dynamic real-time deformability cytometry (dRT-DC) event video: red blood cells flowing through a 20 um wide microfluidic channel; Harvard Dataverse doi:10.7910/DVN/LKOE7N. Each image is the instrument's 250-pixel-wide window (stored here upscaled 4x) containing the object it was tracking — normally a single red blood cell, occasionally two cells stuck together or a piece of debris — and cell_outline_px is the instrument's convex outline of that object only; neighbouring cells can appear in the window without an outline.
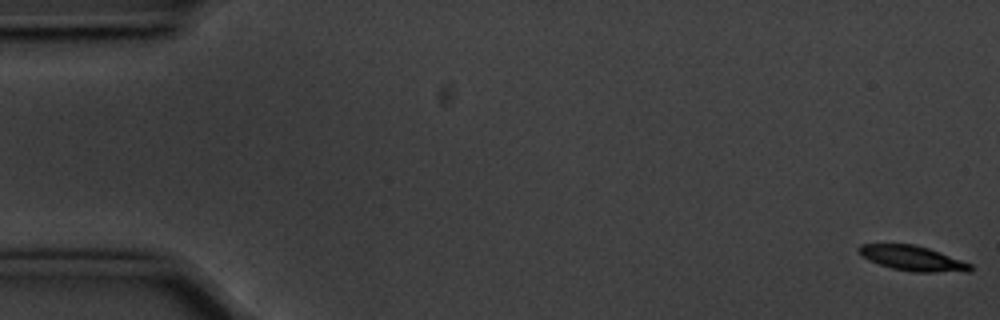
{"species": "common noctule bat (a hibernating species)", "species_latin": "Nyctalus noctula", "temperature_condition": "cold", "stored_images_in_passage": 58, "camera_frame_rate_fps": 3000, "um_per_image_px": 0.085, "animal": {"sex": "male", "body_mass_g": 20.1, "forearm_length_mm": 53.5}, "frame": {"image": 1, "passage_image": 1, "time_ms": 0.0, "image_size_px": [1000, 320], "cell_outline_px": [[972, 268], [968, 272], [916, 272], [892, 268], [880, 264], [860, 256], [856, 248], [860, 244], [916, 244], [940, 252], [972, 264]], "centroid_in_image_um": [77.56, 21.95], "position_along_channel_um": 7.4, "area_um2": 16.24}}
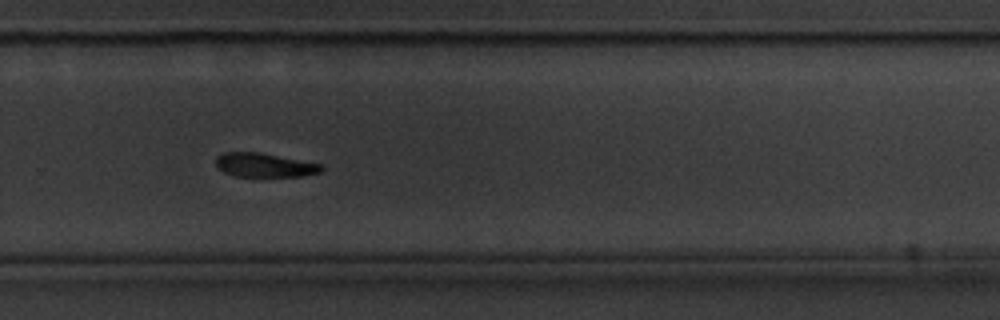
{"frame": {"image": 2, "passage_image": 38, "time_ms": 12.333, "image_size_px": [1000, 320], "cell_outline_px": [[324, 168], [320, 172], [304, 176], [236, 176], [224, 172], [216, 168], [216, 156], [224, 152], [260, 152], [320, 164]], "centroid_in_image_um": [22.44, 14.03], "position_along_channel_um": 307.4, "area_um2": 14.68}}
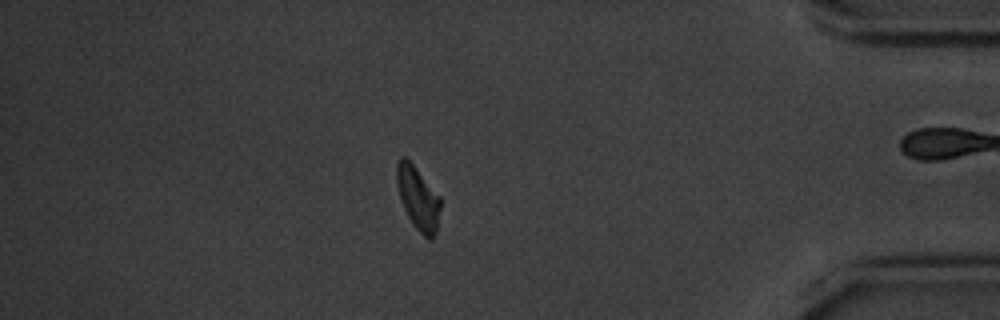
{"frame": {"image": 3, "passage_image": 49, "time_ms": 16.0, "image_size_px": [1000, 320], "cell_outline_px": [[440, 208], [436, 232], [432, 240], [428, 240], [416, 228], [408, 216], [404, 208], [396, 184], [396, 160], [400, 156], [404, 156], [412, 164], [440, 196]], "centroid_in_image_um": [35.52, 16.83], "position_along_channel_um": 399.7, "area_um2": 15.95}, "authors_computed_cell_mechanics": {"area_um2": 16.4441, "velocity_mm_per_s": 3.5396, "shape_relaxation_time_tau1_ms": 1.8833, "shape_relaxation_time_tau2_ms": null, "deformation_change_tau1": 0.1107, "deformation_change_tau2": null}}